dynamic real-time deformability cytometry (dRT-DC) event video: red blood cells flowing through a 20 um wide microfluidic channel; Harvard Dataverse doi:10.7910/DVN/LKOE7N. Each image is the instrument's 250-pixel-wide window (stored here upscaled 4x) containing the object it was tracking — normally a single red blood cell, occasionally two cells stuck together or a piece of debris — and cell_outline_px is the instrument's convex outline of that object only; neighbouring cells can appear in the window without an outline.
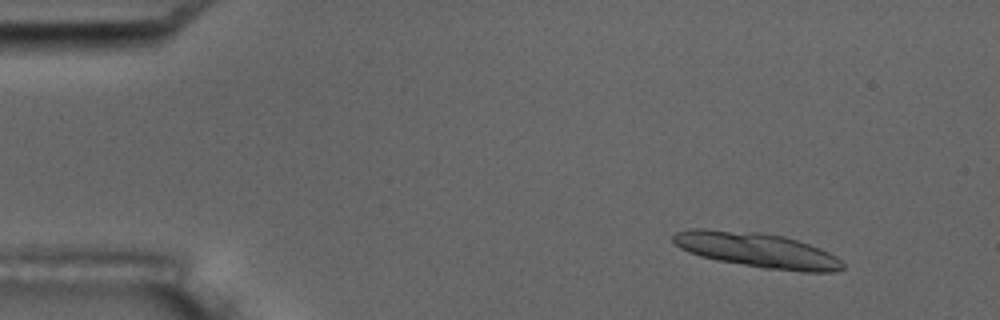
{"species": "common noctule bat (a hibernating species)", "species_latin": "Nyctalus noctula", "temperature_condition": "room temperature", "stored_images_in_passage": 6, "camera_frame_rate_fps": 3000, "um_per_image_px": 0.085, "animal": {"sex": "male", "body_mass_g": 17.5, "forearm_length_mm": 52.3}, "frame": {"image": 1, "passage_image": 2, "time_ms": 1.0, "image_size_px": [1000, 320], "cell_outline_px": [[844, 268], [836, 272], [804, 272], [764, 268], [716, 260], [700, 256], [688, 252], [680, 248], [672, 240], [672, 236], [676, 232], [688, 228], [704, 228], [760, 232], [784, 236], [820, 248], [836, 256], [844, 264]], "centroid_in_image_um": [64.33, 21.25], "position_along_channel_um": 20.7, "area_um2": 34.68}}